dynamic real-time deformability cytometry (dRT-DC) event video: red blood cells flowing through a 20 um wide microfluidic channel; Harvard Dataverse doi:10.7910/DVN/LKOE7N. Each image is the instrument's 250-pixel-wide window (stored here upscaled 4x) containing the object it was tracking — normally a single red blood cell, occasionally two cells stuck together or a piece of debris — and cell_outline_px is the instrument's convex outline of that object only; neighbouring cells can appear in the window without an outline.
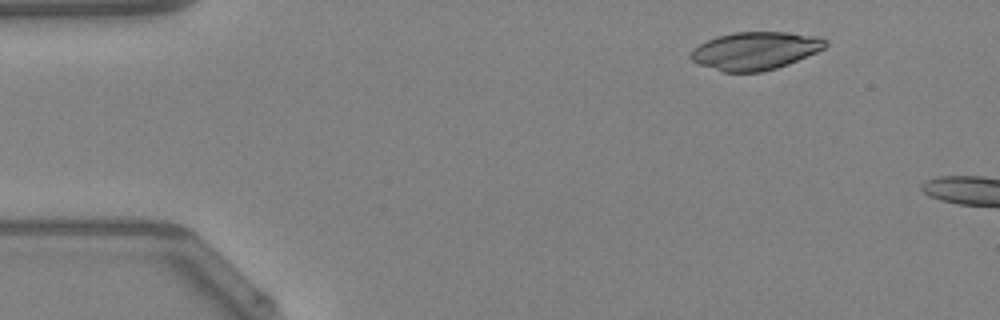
{"species": "Egyptian fruit bat (a non-hibernating species)", "species_latin": "Rousettus aegyptiacus", "temperature_condition": "warm", "stored_images_in_passage": 40, "camera_frame_rate_fps": 3000, "um_per_image_px": 0.085, "animal": {"sex": "female"}, "frame": {"image": 1, "passage_image": 1, "time_ms": 0.0, "image_size_px": [1000, 320], "cell_outline_px": [[828, 44], [824, 48], [816, 52], [788, 64], [776, 68], [760, 72], [720, 72], [700, 64], [692, 60], [692, 52], [700, 44], [716, 36], [732, 32], [788, 32], [820, 36], [828, 40]], "centroid_in_image_um": [64.24, 4.31], "position_along_channel_um": 20.8, "area_um2": 29.65}}
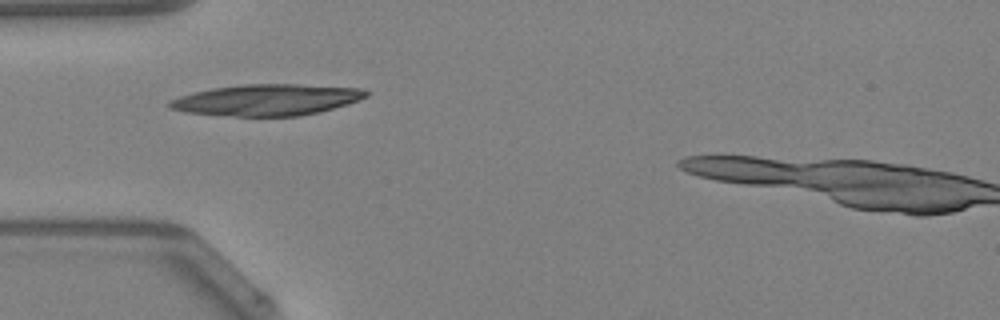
{"frame": {"image": 2, "passage_image": 10, "time_ms": 3.0, "image_size_px": [1000, 320], "cell_outline_px": [[368, 96], [320, 112], [300, 116], [236, 116], [184, 112], [168, 108], [168, 100], [180, 96], [212, 88], [244, 84], [296, 84], [360, 88], [368, 92]], "centroid_in_image_um": [22.63, 8.49], "position_along_channel_um": 62.4, "area_um2": 35.55}}
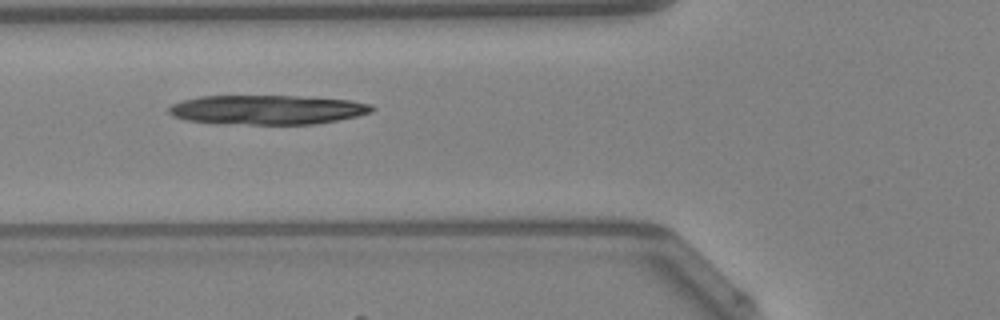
{"frame": {"image": 3, "passage_image": 13, "time_ms": 4.0, "image_size_px": [1000, 320], "cell_outline_px": [[376, 108], [372, 112], [356, 116], [336, 120], [312, 124], [224, 124], [188, 120], [172, 116], [168, 112], [168, 108], [172, 104], [184, 100], [200, 96], [300, 96], [348, 100], [372, 104]], "centroid_in_image_um": [22.71, 9.33], "position_along_channel_um": 103.1, "area_um2": 34.74}}